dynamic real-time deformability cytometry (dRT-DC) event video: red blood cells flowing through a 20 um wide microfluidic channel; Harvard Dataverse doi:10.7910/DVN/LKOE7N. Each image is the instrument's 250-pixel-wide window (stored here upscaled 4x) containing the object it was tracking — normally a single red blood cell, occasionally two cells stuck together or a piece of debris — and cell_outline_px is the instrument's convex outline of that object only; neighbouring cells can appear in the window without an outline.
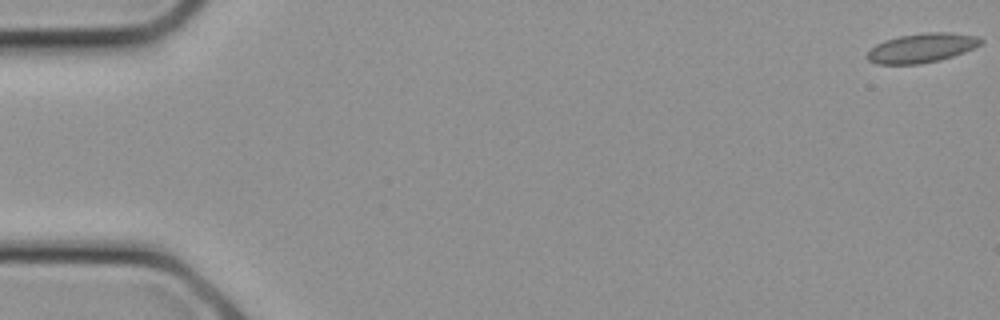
{"species": "common noctule bat (a hibernating species)", "species_latin": "Nyctalus noctula", "temperature_condition": "cold", "stored_images_in_passage": 10, "camera_frame_rate_fps": 3000, "um_per_image_px": 0.085, "animal": {"sex": "female", "body_mass_g": 21.9}, "frame": {"image": 1, "passage_image": 1, "time_ms": 0.0, "image_size_px": [1000, 320], "cell_outline_px": [[984, 40], [980, 44], [964, 52], [940, 60], [920, 64], [876, 64], [868, 60], [864, 56], [876, 44], [884, 40], [900, 36], [924, 32], [952, 32], [976, 36]], "centroid_in_image_um": [78.32, 4.07], "position_along_channel_um": 6.7, "area_um2": 19.42}}
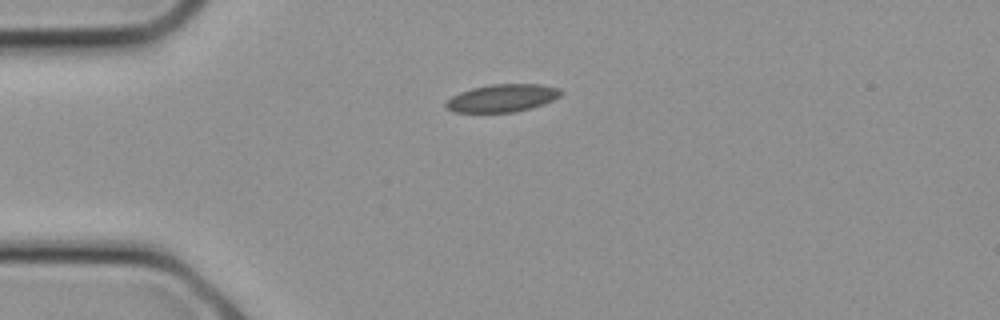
{"frame": {"image": 2, "passage_image": 7, "time_ms": 2.0, "image_size_px": [1000, 320], "cell_outline_px": [[564, 92], [560, 96], [544, 104], [532, 108], [516, 112], [456, 112], [448, 108], [444, 104], [452, 96], [460, 92], [472, 88], [492, 84], [540, 84], [560, 88]], "centroid_in_image_um": [42.74, 8.33], "position_along_channel_um": 42.3, "area_um2": 18.55}}
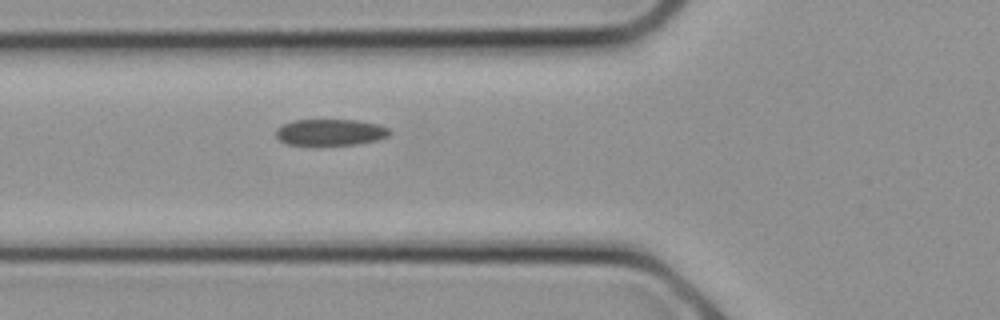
{"frame": {"image": 3, "passage_image": 10, "time_ms": 3.0, "image_size_px": [1000, 320], "cell_outline_px": [[392, 132], [388, 136], [380, 140], [360, 144], [288, 144], [280, 140], [276, 136], [276, 128], [292, 120], [360, 120], [380, 124], [388, 128]], "centroid_in_image_um": [28.15, 11.23], "position_along_channel_um": 97.7, "area_um2": 17.51}}